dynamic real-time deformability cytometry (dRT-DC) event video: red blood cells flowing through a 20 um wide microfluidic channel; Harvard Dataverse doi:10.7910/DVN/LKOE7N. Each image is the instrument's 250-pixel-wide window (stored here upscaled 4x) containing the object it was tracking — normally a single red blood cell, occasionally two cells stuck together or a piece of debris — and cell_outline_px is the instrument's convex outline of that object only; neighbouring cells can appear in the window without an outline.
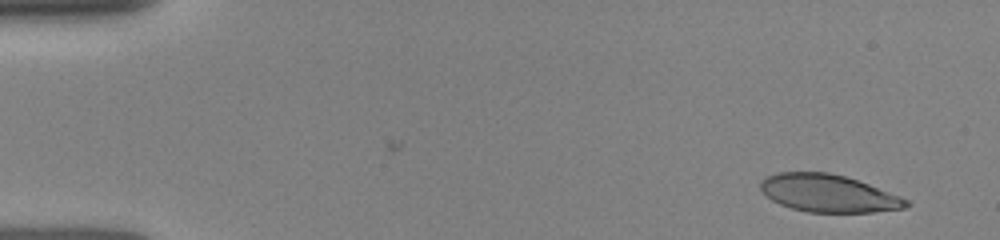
{"species": "human", "species_latin": "Homo sapiens", "temperature_condition": "room temperature", "stored_images_in_passage": 38, "camera_frame_rate_fps": 3000, "um_per_image_px": 0.085, "donor": {"sex": "female"}, "frame": {"image": 1, "passage_image": 2, "time_ms": 0.333, "image_size_px": [1000, 240], "cell_outline_px": [[912, 204], [908, 208], [872, 212], [808, 212], [792, 208], [780, 204], [772, 200], [760, 188], [760, 180], [768, 176], [780, 172], [828, 172], [844, 176], [868, 184], [900, 196], [908, 200]], "centroid_in_image_um": [70.44, 16.44], "position_along_channel_um": 14.6, "area_um2": 31.67}}
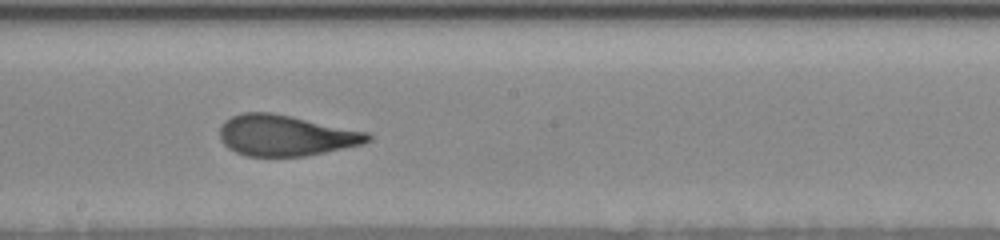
{"frame": {"image": 2, "passage_image": 22, "time_ms": 8.333, "image_size_px": [1000, 240], "cell_outline_px": [[372, 140], [364, 144], [308, 156], [244, 156], [228, 148], [220, 140], [220, 128], [224, 120], [232, 116], [244, 112], [272, 112], [292, 116], [368, 132], [372, 136]], "centroid_in_image_um": [24.29, 11.52], "position_along_channel_um": 223.9, "area_um2": 35.55}}
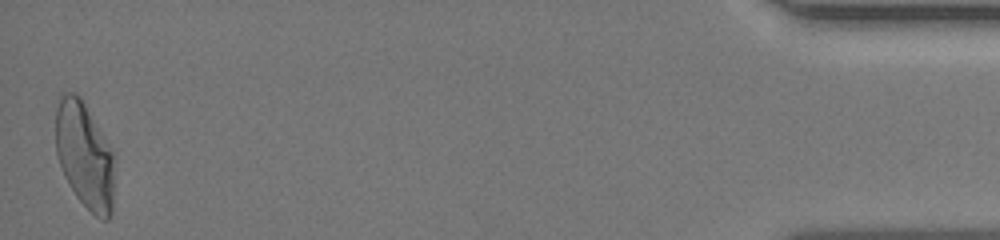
{"frame": {"image": 3, "passage_image": 38, "time_ms": 15.333, "image_size_px": [1000, 240], "cell_outline_px": [[112, 212], [108, 220], [104, 220], [96, 216], [76, 196], [64, 176], [56, 152], [56, 108], [60, 92], [76, 92], [80, 96], [104, 136], [112, 152]], "centroid_in_image_um": [7.15, 13.16], "position_along_channel_um": 428.1, "area_um2": 35.89}}